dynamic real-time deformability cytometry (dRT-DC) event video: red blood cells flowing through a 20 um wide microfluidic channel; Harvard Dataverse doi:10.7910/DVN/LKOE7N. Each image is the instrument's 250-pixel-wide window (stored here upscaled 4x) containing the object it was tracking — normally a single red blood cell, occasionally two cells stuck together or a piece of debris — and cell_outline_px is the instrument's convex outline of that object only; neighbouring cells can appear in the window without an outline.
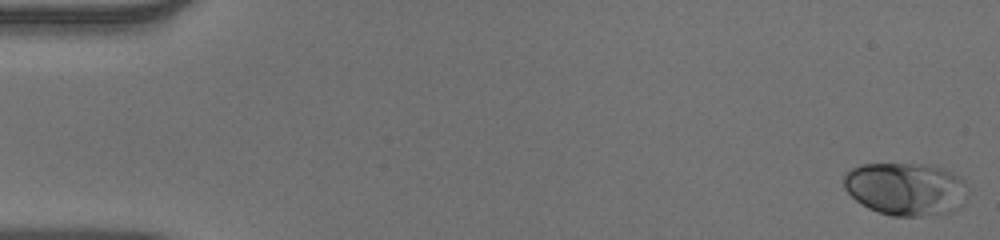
{"species": "human", "species_latin": "Homo sapiens", "temperature_condition": "warm", "stored_images_in_passage": 52, "camera_frame_rate_fps": 3000, "um_per_image_px": 0.085, "donor": {"sex": "male"}, "frame": {"image": 1, "passage_image": 1, "time_ms": 0.0, "image_size_px": [1000, 240], "cell_outline_px": [[964, 184], [960, 204], [952, 212], [920, 216], [892, 216], [868, 208], [856, 200], [844, 188], [844, 176], [852, 168], [860, 164], [928, 164], [952, 172], [960, 176], [964, 180]], "centroid_in_image_um": [76.93, 16.04], "position_along_channel_um": 8.1, "area_um2": 37.63}}
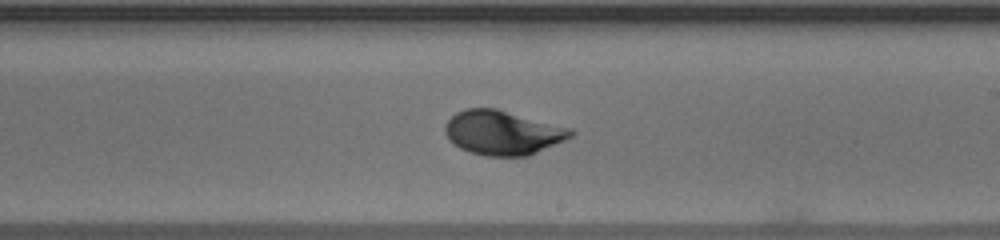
{"frame": {"image": 2, "passage_image": 31, "time_ms": 10.0, "image_size_px": [1000, 240], "cell_outline_px": [[576, 132], [572, 136], [564, 140], [528, 156], [484, 156], [468, 152], [460, 148], [444, 132], [444, 124], [456, 112], [464, 108], [496, 108], [572, 128]], "centroid_in_image_um": [42.73, 11.27], "position_along_channel_um": 246.3, "area_um2": 32.48}}
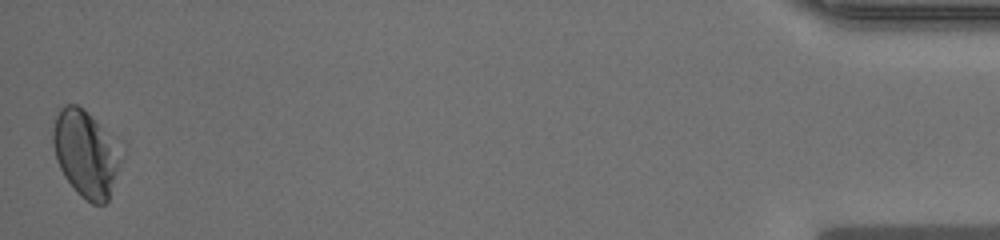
{"frame": {"image": 3, "passage_image": 52, "time_ms": 17.0, "image_size_px": [1000, 240], "cell_outline_px": [[124, 156], [108, 200], [104, 204], [92, 204], [80, 196], [76, 192], [64, 176], [56, 160], [52, 140], [52, 128], [56, 108], [64, 104], [76, 104], [100, 128]], "centroid_in_image_um": [7.22, 13.1], "position_along_channel_um": 428.0, "area_um2": 33.76}, "authors_computed_cell_mechanics": {"area_um2": 32.3391, "velocity_mm_per_s": 3.902, "shape_relaxation_time_tau1_ms": 4.4606, "shape_relaxation_time_tau2_ms": null, "deformation_change_tau1": 0.1521, "deformation_change_tau2": null}}